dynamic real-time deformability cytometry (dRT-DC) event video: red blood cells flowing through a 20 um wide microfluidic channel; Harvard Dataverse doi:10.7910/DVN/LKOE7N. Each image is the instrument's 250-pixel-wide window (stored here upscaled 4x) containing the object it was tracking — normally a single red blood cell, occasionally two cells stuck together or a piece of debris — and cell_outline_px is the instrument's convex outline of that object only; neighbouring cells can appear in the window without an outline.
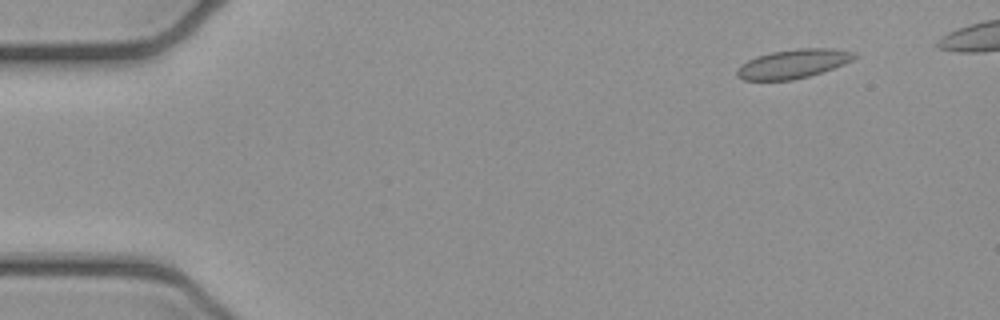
{"species": "common noctule bat (a hibernating species)", "species_latin": "Nyctalus noctula", "temperature_condition": "cold", "stored_images_in_passage": 8, "camera_frame_rate_fps": 3000, "um_per_image_px": 0.085, "animal": {"sex": "female", "body_mass_g": 21.9}, "frame": {"image": 1, "passage_image": 2, "time_ms": 0.333, "image_size_px": [1000, 320], "cell_outline_px": [[856, 56], [852, 60], [844, 64], [808, 76], [792, 80], [744, 80], [736, 76], [736, 68], [740, 64], [756, 56], [772, 52], [796, 48], [832, 48], [856, 52]], "centroid_in_image_um": [67.38, 5.41], "position_along_channel_um": 17.6, "area_um2": 19.83}}
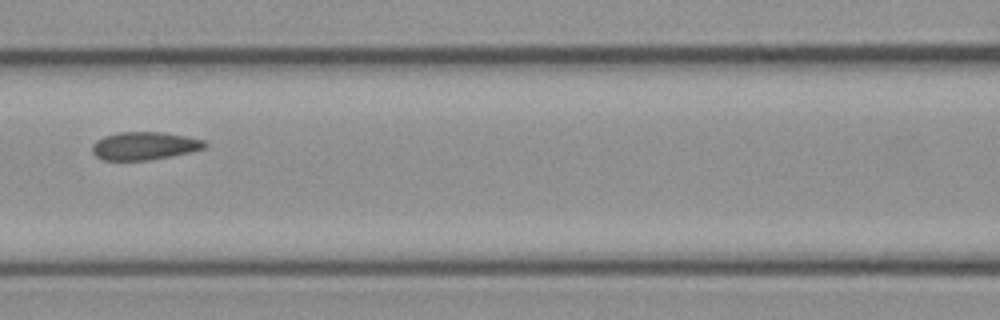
{"frame": {"image": 2, "passage_image": 7, "time_ms": 2.0, "image_size_px": [1000, 320], "cell_outline_px": [[208, 148], [172, 156], [148, 160], [104, 160], [96, 156], [92, 152], [92, 144], [96, 140], [104, 136], [120, 132], [160, 132], [188, 136], [204, 140], [208, 144]], "centroid_in_image_um": [12.31, 12.39], "position_along_channel_um": 154.3, "area_um2": 18.5}}
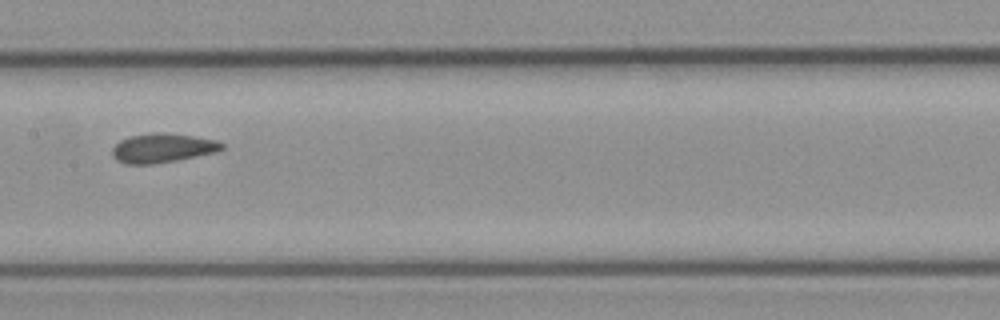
{"frame": {"image": 3, "passage_image": 8, "time_ms": 2.333, "image_size_px": [1000, 320], "cell_outline_px": [[224, 148], [216, 152], [176, 160], [152, 164], [124, 164], [116, 160], [112, 156], [112, 148], [120, 140], [128, 136], [152, 132], [160, 132], [192, 136], [216, 140], [224, 144]], "centroid_in_image_um": [13.77, 12.58], "position_along_channel_um": 193.6, "area_um2": 18.67}}